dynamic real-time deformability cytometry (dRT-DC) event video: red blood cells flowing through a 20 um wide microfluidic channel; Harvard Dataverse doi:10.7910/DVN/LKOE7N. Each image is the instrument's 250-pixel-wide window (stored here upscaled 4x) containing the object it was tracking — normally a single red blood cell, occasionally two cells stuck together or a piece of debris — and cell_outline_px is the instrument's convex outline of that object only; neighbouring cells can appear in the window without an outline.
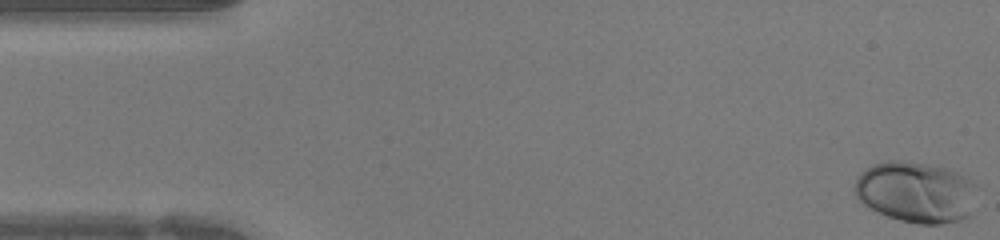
{"species": "human", "species_latin": "Homo sapiens", "temperature_condition": "warm", "stored_images_in_passage": 41, "camera_frame_rate_fps": 3000, "um_per_image_px": 0.085, "donor": {"sex": "female"}, "frame": {"image": 1, "passage_image": 1, "time_ms": 0.0, "image_size_px": [1000, 240], "cell_outline_px": [[976, 184], [972, 216], [960, 220], [940, 224], [920, 224], [900, 220], [888, 216], [868, 208], [856, 196], [852, 188], [860, 172], [864, 168], [872, 164], [888, 160], [908, 160], [928, 164], [944, 168], [956, 172], [964, 176]], "centroid_in_image_um": [77.83, 16.32], "position_along_channel_um": 7.2, "area_um2": 44.04}}
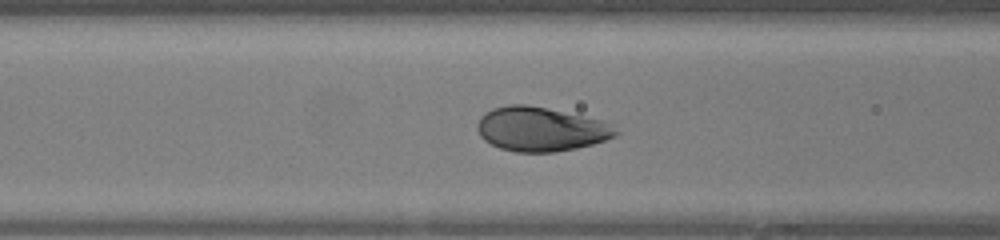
{"frame": {"image": 2, "passage_image": 16, "time_ms": 5.0, "image_size_px": [1000, 240], "cell_outline_px": [[620, 132], [616, 136], [592, 144], [576, 148], [556, 152], [516, 152], [500, 148], [484, 140], [480, 136], [476, 128], [476, 124], [480, 116], [484, 112], [492, 108], [508, 104], [528, 104], [600, 120], [612, 124]], "centroid_in_image_um": [45.93, 10.97], "position_along_channel_um": 120.7, "area_um2": 35.78}}
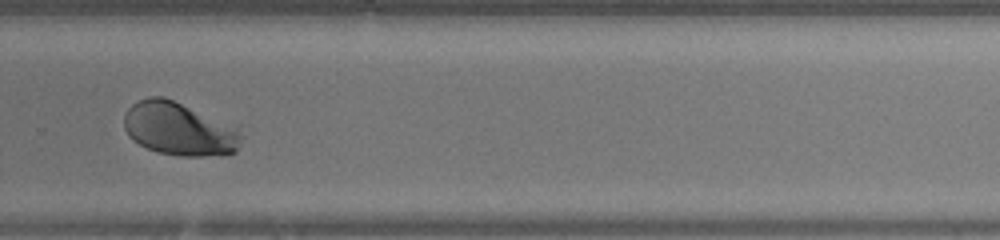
{"frame": {"image": 3, "passage_image": 28, "time_ms": 9.0, "image_size_px": [1000, 240], "cell_outline_px": [[244, 136], [236, 152], [204, 156], [180, 156], [156, 152], [132, 140], [128, 136], [124, 128], [124, 116], [128, 108], [132, 104], [148, 96], [164, 96], [236, 128]], "centroid_in_image_um": [15.18, 10.97], "position_along_channel_um": 314.6, "area_um2": 35.95}}